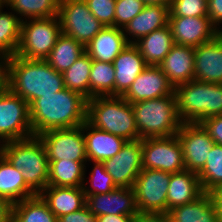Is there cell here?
I'll return each instance as SVG.
<instances>
[{
  "label": "cell",
  "mask_w": 222,
  "mask_h": 222,
  "mask_svg": "<svg viewBox=\"0 0 222 222\" xmlns=\"http://www.w3.org/2000/svg\"><path fill=\"white\" fill-rule=\"evenodd\" d=\"M90 12L104 27H115L116 0H84Z\"/></svg>",
  "instance_id": "cell-40"
},
{
  "label": "cell",
  "mask_w": 222,
  "mask_h": 222,
  "mask_svg": "<svg viewBox=\"0 0 222 222\" xmlns=\"http://www.w3.org/2000/svg\"><path fill=\"white\" fill-rule=\"evenodd\" d=\"M61 34L57 16L24 20L21 22L20 42L15 55L45 60Z\"/></svg>",
  "instance_id": "cell-7"
},
{
  "label": "cell",
  "mask_w": 222,
  "mask_h": 222,
  "mask_svg": "<svg viewBox=\"0 0 222 222\" xmlns=\"http://www.w3.org/2000/svg\"><path fill=\"white\" fill-rule=\"evenodd\" d=\"M92 59L85 52L62 73L65 88L77 92L89 100V80Z\"/></svg>",
  "instance_id": "cell-34"
},
{
  "label": "cell",
  "mask_w": 222,
  "mask_h": 222,
  "mask_svg": "<svg viewBox=\"0 0 222 222\" xmlns=\"http://www.w3.org/2000/svg\"><path fill=\"white\" fill-rule=\"evenodd\" d=\"M47 152L48 160L88 162L82 125L67 129H54L38 135Z\"/></svg>",
  "instance_id": "cell-12"
},
{
  "label": "cell",
  "mask_w": 222,
  "mask_h": 222,
  "mask_svg": "<svg viewBox=\"0 0 222 222\" xmlns=\"http://www.w3.org/2000/svg\"><path fill=\"white\" fill-rule=\"evenodd\" d=\"M131 105L140 139L177 135L183 123L179 117L175 91Z\"/></svg>",
  "instance_id": "cell-5"
},
{
  "label": "cell",
  "mask_w": 222,
  "mask_h": 222,
  "mask_svg": "<svg viewBox=\"0 0 222 222\" xmlns=\"http://www.w3.org/2000/svg\"><path fill=\"white\" fill-rule=\"evenodd\" d=\"M106 96H115L113 63L93 60L89 80V99Z\"/></svg>",
  "instance_id": "cell-33"
},
{
  "label": "cell",
  "mask_w": 222,
  "mask_h": 222,
  "mask_svg": "<svg viewBox=\"0 0 222 222\" xmlns=\"http://www.w3.org/2000/svg\"><path fill=\"white\" fill-rule=\"evenodd\" d=\"M85 52L82 43L62 33L45 60L56 71L63 73Z\"/></svg>",
  "instance_id": "cell-30"
},
{
  "label": "cell",
  "mask_w": 222,
  "mask_h": 222,
  "mask_svg": "<svg viewBox=\"0 0 222 222\" xmlns=\"http://www.w3.org/2000/svg\"><path fill=\"white\" fill-rule=\"evenodd\" d=\"M146 5L149 4H163L170 6L172 0H142Z\"/></svg>",
  "instance_id": "cell-49"
},
{
  "label": "cell",
  "mask_w": 222,
  "mask_h": 222,
  "mask_svg": "<svg viewBox=\"0 0 222 222\" xmlns=\"http://www.w3.org/2000/svg\"><path fill=\"white\" fill-rule=\"evenodd\" d=\"M174 44L169 25L147 34L134 43L145 63L151 66H159Z\"/></svg>",
  "instance_id": "cell-28"
},
{
  "label": "cell",
  "mask_w": 222,
  "mask_h": 222,
  "mask_svg": "<svg viewBox=\"0 0 222 222\" xmlns=\"http://www.w3.org/2000/svg\"><path fill=\"white\" fill-rule=\"evenodd\" d=\"M92 163L94 167L90 172V178H88V181L86 179L87 175H84L86 183H83L82 188L85 193V197L89 195L109 193L116 189L117 187L114 184L111 175L105 170L103 162L92 161ZM89 181L90 185L86 186Z\"/></svg>",
  "instance_id": "cell-37"
},
{
  "label": "cell",
  "mask_w": 222,
  "mask_h": 222,
  "mask_svg": "<svg viewBox=\"0 0 222 222\" xmlns=\"http://www.w3.org/2000/svg\"><path fill=\"white\" fill-rule=\"evenodd\" d=\"M48 185L65 187H82L86 174V162L73 160H48Z\"/></svg>",
  "instance_id": "cell-29"
},
{
  "label": "cell",
  "mask_w": 222,
  "mask_h": 222,
  "mask_svg": "<svg viewBox=\"0 0 222 222\" xmlns=\"http://www.w3.org/2000/svg\"><path fill=\"white\" fill-rule=\"evenodd\" d=\"M87 121L95 128L126 141L139 140L131 103L120 96L93 97L87 100Z\"/></svg>",
  "instance_id": "cell-4"
},
{
  "label": "cell",
  "mask_w": 222,
  "mask_h": 222,
  "mask_svg": "<svg viewBox=\"0 0 222 222\" xmlns=\"http://www.w3.org/2000/svg\"><path fill=\"white\" fill-rule=\"evenodd\" d=\"M8 75V88L29 105L43 95L65 89L62 73L52 68L46 60L9 56Z\"/></svg>",
  "instance_id": "cell-2"
},
{
  "label": "cell",
  "mask_w": 222,
  "mask_h": 222,
  "mask_svg": "<svg viewBox=\"0 0 222 222\" xmlns=\"http://www.w3.org/2000/svg\"><path fill=\"white\" fill-rule=\"evenodd\" d=\"M89 161L103 162L118 153L127 142L124 138L95 128L87 120L82 124Z\"/></svg>",
  "instance_id": "cell-22"
},
{
  "label": "cell",
  "mask_w": 222,
  "mask_h": 222,
  "mask_svg": "<svg viewBox=\"0 0 222 222\" xmlns=\"http://www.w3.org/2000/svg\"><path fill=\"white\" fill-rule=\"evenodd\" d=\"M86 207L96 217L112 215H128L135 218L138 213L134 188L117 187L109 193L89 195Z\"/></svg>",
  "instance_id": "cell-17"
},
{
  "label": "cell",
  "mask_w": 222,
  "mask_h": 222,
  "mask_svg": "<svg viewBox=\"0 0 222 222\" xmlns=\"http://www.w3.org/2000/svg\"><path fill=\"white\" fill-rule=\"evenodd\" d=\"M194 51L193 47L174 44L165 59L159 64L174 88L194 79Z\"/></svg>",
  "instance_id": "cell-20"
},
{
  "label": "cell",
  "mask_w": 222,
  "mask_h": 222,
  "mask_svg": "<svg viewBox=\"0 0 222 222\" xmlns=\"http://www.w3.org/2000/svg\"><path fill=\"white\" fill-rule=\"evenodd\" d=\"M169 14L170 6L168 5H145L143 10L123 28L126 40L129 44H134L147 34L164 28L168 25Z\"/></svg>",
  "instance_id": "cell-19"
},
{
  "label": "cell",
  "mask_w": 222,
  "mask_h": 222,
  "mask_svg": "<svg viewBox=\"0 0 222 222\" xmlns=\"http://www.w3.org/2000/svg\"><path fill=\"white\" fill-rule=\"evenodd\" d=\"M37 195L24 181L20 169L0 153V198L12 205Z\"/></svg>",
  "instance_id": "cell-27"
},
{
  "label": "cell",
  "mask_w": 222,
  "mask_h": 222,
  "mask_svg": "<svg viewBox=\"0 0 222 222\" xmlns=\"http://www.w3.org/2000/svg\"><path fill=\"white\" fill-rule=\"evenodd\" d=\"M194 59L195 80L222 84V32L213 40L197 46Z\"/></svg>",
  "instance_id": "cell-18"
},
{
  "label": "cell",
  "mask_w": 222,
  "mask_h": 222,
  "mask_svg": "<svg viewBox=\"0 0 222 222\" xmlns=\"http://www.w3.org/2000/svg\"><path fill=\"white\" fill-rule=\"evenodd\" d=\"M197 175L205 193H212L222 186V145L214 143L204 167Z\"/></svg>",
  "instance_id": "cell-36"
},
{
  "label": "cell",
  "mask_w": 222,
  "mask_h": 222,
  "mask_svg": "<svg viewBox=\"0 0 222 222\" xmlns=\"http://www.w3.org/2000/svg\"><path fill=\"white\" fill-rule=\"evenodd\" d=\"M197 173L184 170L170 173L167 193V213L169 210L193 202L203 194Z\"/></svg>",
  "instance_id": "cell-25"
},
{
  "label": "cell",
  "mask_w": 222,
  "mask_h": 222,
  "mask_svg": "<svg viewBox=\"0 0 222 222\" xmlns=\"http://www.w3.org/2000/svg\"><path fill=\"white\" fill-rule=\"evenodd\" d=\"M208 18L211 23L218 29L219 32H222V0H208Z\"/></svg>",
  "instance_id": "cell-43"
},
{
  "label": "cell",
  "mask_w": 222,
  "mask_h": 222,
  "mask_svg": "<svg viewBox=\"0 0 222 222\" xmlns=\"http://www.w3.org/2000/svg\"><path fill=\"white\" fill-rule=\"evenodd\" d=\"M146 4L142 0H116L115 27L125 28Z\"/></svg>",
  "instance_id": "cell-39"
},
{
  "label": "cell",
  "mask_w": 222,
  "mask_h": 222,
  "mask_svg": "<svg viewBox=\"0 0 222 222\" xmlns=\"http://www.w3.org/2000/svg\"><path fill=\"white\" fill-rule=\"evenodd\" d=\"M29 109L34 136L49 130L78 127L87 120V99L67 88L35 99Z\"/></svg>",
  "instance_id": "cell-1"
},
{
  "label": "cell",
  "mask_w": 222,
  "mask_h": 222,
  "mask_svg": "<svg viewBox=\"0 0 222 222\" xmlns=\"http://www.w3.org/2000/svg\"><path fill=\"white\" fill-rule=\"evenodd\" d=\"M168 25L175 44L193 48L213 40L221 33L208 17H169Z\"/></svg>",
  "instance_id": "cell-15"
},
{
  "label": "cell",
  "mask_w": 222,
  "mask_h": 222,
  "mask_svg": "<svg viewBox=\"0 0 222 222\" xmlns=\"http://www.w3.org/2000/svg\"><path fill=\"white\" fill-rule=\"evenodd\" d=\"M57 222H97V217L85 205L80 210L59 217Z\"/></svg>",
  "instance_id": "cell-42"
},
{
  "label": "cell",
  "mask_w": 222,
  "mask_h": 222,
  "mask_svg": "<svg viewBox=\"0 0 222 222\" xmlns=\"http://www.w3.org/2000/svg\"><path fill=\"white\" fill-rule=\"evenodd\" d=\"M60 1L61 0H8L5 7H9V10H12L18 15L21 21H24V19L28 20L57 16Z\"/></svg>",
  "instance_id": "cell-32"
},
{
  "label": "cell",
  "mask_w": 222,
  "mask_h": 222,
  "mask_svg": "<svg viewBox=\"0 0 222 222\" xmlns=\"http://www.w3.org/2000/svg\"><path fill=\"white\" fill-rule=\"evenodd\" d=\"M97 222H134V218L128 215L106 214L98 216Z\"/></svg>",
  "instance_id": "cell-47"
},
{
  "label": "cell",
  "mask_w": 222,
  "mask_h": 222,
  "mask_svg": "<svg viewBox=\"0 0 222 222\" xmlns=\"http://www.w3.org/2000/svg\"><path fill=\"white\" fill-rule=\"evenodd\" d=\"M186 170L198 173L205 165L213 139L200 123H182L177 133Z\"/></svg>",
  "instance_id": "cell-14"
},
{
  "label": "cell",
  "mask_w": 222,
  "mask_h": 222,
  "mask_svg": "<svg viewBox=\"0 0 222 222\" xmlns=\"http://www.w3.org/2000/svg\"><path fill=\"white\" fill-rule=\"evenodd\" d=\"M169 17H208L207 0H172Z\"/></svg>",
  "instance_id": "cell-38"
},
{
  "label": "cell",
  "mask_w": 222,
  "mask_h": 222,
  "mask_svg": "<svg viewBox=\"0 0 222 222\" xmlns=\"http://www.w3.org/2000/svg\"><path fill=\"white\" fill-rule=\"evenodd\" d=\"M39 195L57 219L80 210L86 205V197L82 187L48 185Z\"/></svg>",
  "instance_id": "cell-24"
},
{
  "label": "cell",
  "mask_w": 222,
  "mask_h": 222,
  "mask_svg": "<svg viewBox=\"0 0 222 222\" xmlns=\"http://www.w3.org/2000/svg\"><path fill=\"white\" fill-rule=\"evenodd\" d=\"M128 45L123 29L106 26L87 44L85 50L92 60L113 63Z\"/></svg>",
  "instance_id": "cell-23"
},
{
  "label": "cell",
  "mask_w": 222,
  "mask_h": 222,
  "mask_svg": "<svg viewBox=\"0 0 222 222\" xmlns=\"http://www.w3.org/2000/svg\"><path fill=\"white\" fill-rule=\"evenodd\" d=\"M0 10V56H13L20 42L21 20L11 12Z\"/></svg>",
  "instance_id": "cell-35"
},
{
  "label": "cell",
  "mask_w": 222,
  "mask_h": 222,
  "mask_svg": "<svg viewBox=\"0 0 222 222\" xmlns=\"http://www.w3.org/2000/svg\"><path fill=\"white\" fill-rule=\"evenodd\" d=\"M170 222H219L218 210L211 193H203L193 202L168 211Z\"/></svg>",
  "instance_id": "cell-26"
},
{
  "label": "cell",
  "mask_w": 222,
  "mask_h": 222,
  "mask_svg": "<svg viewBox=\"0 0 222 222\" xmlns=\"http://www.w3.org/2000/svg\"><path fill=\"white\" fill-rule=\"evenodd\" d=\"M142 169L177 173L186 169L177 135L142 139Z\"/></svg>",
  "instance_id": "cell-10"
},
{
  "label": "cell",
  "mask_w": 222,
  "mask_h": 222,
  "mask_svg": "<svg viewBox=\"0 0 222 222\" xmlns=\"http://www.w3.org/2000/svg\"><path fill=\"white\" fill-rule=\"evenodd\" d=\"M113 66L115 69V96L122 97L148 65L138 48L134 44H129L114 59Z\"/></svg>",
  "instance_id": "cell-21"
},
{
  "label": "cell",
  "mask_w": 222,
  "mask_h": 222,
  "mask_svg": "<svg viewBox=\"0 0 222 222\" xmlns=\"http://www.w3.org/2000/svg\"><path fill=\"white\" fill-rule=\"evenodd\" d=\"M32 136L29 104L8 88L0 94V144Z\"/></svg>",
  "instance_id": "cell-8"
},
{
  "label": "cell",
  "mask_w": 222,
  "mask_h": 222,
  "mask_svg": "<svg viewBox=\"0 0 222 222\" xmlns=\"http://www.w3.org/2000/svg\"><path fill=\"white\" fill-rule=\"evenodd\" d=\"M169 182V172L142 169L133 187L138 212L167 213Z\"/></svg>",
  "instance_id": "cell-11"
},
{
  "label": "cell",
  "mask_w": 222,
  "mask_h": 222,
  "mask_svg": "<svg viewBox=\"0 0 222 222\" xmlns=\"http://www.w3.org/2000/svg\"><path fill=\"white\" fill-rule=\"evenodd\" d=\"M215 144L222 145V115L212 116L201 121Z\"/></svg>",
  "instance_id": "cell-41"
},
{
  "label": "cell",
  "mask_w": 222,
  "mask_h": 222,
  "mask_svg": "<svg viewBox=\"0 0 222 222\" xmlns=\"http://www.w3.org/2000/svg\"><path fill=\"white\" fill-rule=\"evenodd\" d=\"M8 57L0 56V94L8 89Z\"/></svg>",
  "instance_id": "cell-45"
},
{
  "label": "cell",
  "mask_w": 222,
  "mask_h": 222,
  "mask_svg": "<svg viewBox=\"0 0 222 222\" xmlns=\"http://www.w3.org/2000/svg\"><path fill=\"white\" fill-rule=\"evenodd\" d=\"M134 222H170L168 213L138 212Z\"/></svg>",
  "instance_id": "cell-44"
},
{
  "label": "cell",
  "mask_w": 222,
  "mask_h": 222,
  "mask_svg": "<svg viewBox=\"0 0 222 222\" xmlns=\"http://www.w3.org/2000/svg\"><path fill=\"white\" fill-rule=\"evenodd\" d=\"M12 204L0 198V222H12Z\"/></svg>",
  "instance_id": "cell-46"
},
{
  "label": "cell",
  "mask_w": 222,
  "mask_h": 222,
  "mask_svg": "<svg viewBox=\"0 0 222 222\" xmlns=\"http://www.w3.org/2000/svg\"><path fill=\"white\" fill-rule=\"evenodd\" d=\"M211 194L217 206L219 222H222V186L215 189Z\"/></svg>",
  "instance_id": "cell-48"
},
{
  "label": "cell",
  "mask_w": 222,
  "mask_h": 222,
  "mask_svg": "<svg viewBox=\"0 0 222 222\" xmlns=\"http://www.w3.org/2000/svg\"><path fill=\"white\" fill-rule=\"evenodd\" d=\"M175 91L159 66L148 65L122 96L133 104L143 100L156 99L170 95Z\"/></svg>",
  "instance_id": "cell-16"
},
{
  "label": "cell",
  "mask_w": 222,
  "mask_h": 222,
  "mask_svg": "<svg viewBox=\"0 0 222 222\" xmlns=\"http://www.w3.org/2000/svg\"><path fill=\"white\" fill-rule=\"evenodd\" d=\"M6 5V3L3 0H0V10L2 9V7H4Z\"/></svg>",
  "instance_id": "cell-50"
},
{
  "label": "cell",
  "mask_w": 222,
  "mask_h": 222,
  "mask_svg": "<svg viewBox=\"0 0 222 222\" xmlns=\"http://www.w3.org/2000/svg\"><path fill=\"white\" fill-rule=\"evenodd\" d=\"M57 17L62 33L85 47L104 28L84 0H61Z\"/></svg>",
  "instance_id": "cell-9"
},
{
  "label": "cell",
  "mask_w": 222,
  "mask_h": 222,
  "mask_svg": "<svg viewBox=\"0 0 222 222\" xmlns=\"http://www.w3.org/2000/svg\"><path fill=\"white\" fill-rule=\"evenodd\" d=\"M0 153L17 169L25 183L40 194L48 186L49 161L38 136L0 144Z\"/></svg>",
  "instance_id": "cell-3"
},
{
  "label": "cell",
  "mask_w": 222,
  "mask_h": 222,
  "mask_svg": "<svg viewBox=\"0 0 222 222\" xmlns=\"http://www.w3.org/2000/svg\"><path fill=\"white\" fill-rule=\"evenodd\" d=\"M178 113L183 123H200L222 115V84L193 79L175 87Z\"/></svg>",
  "instance_id": "cell-6"
},
{
  "label": "cell",
  "mask_w": 222,
  "mask_h": 222,
  "mask_svg": "<svg viewBox=\"0 0 222 222\" xmlns=\"http://www.w3.org/2000/svg\"><path fill=\"white\" fill-rule=\"evenodd\" d=\"M12 222H57V217L37 194L13 204Z\"/></svg>",
  "instance_id": "cell-31"
},
{
  "label": "cell",
  "mask_w": 222,
  "mask_h": 222,
  "mask_svg": "<svg viewBox=\"0 0 222 222\" xmlns=\"http://www.w3.org/2000/svg\"><path fill=\"white\" fill-rule=\"evenodd\" d=\"M116 187L133 188L142 170V139L127 141L112 158L103 161Z\"/></svg>",
  "instance_id": "cell-13"
}]
</instances>
